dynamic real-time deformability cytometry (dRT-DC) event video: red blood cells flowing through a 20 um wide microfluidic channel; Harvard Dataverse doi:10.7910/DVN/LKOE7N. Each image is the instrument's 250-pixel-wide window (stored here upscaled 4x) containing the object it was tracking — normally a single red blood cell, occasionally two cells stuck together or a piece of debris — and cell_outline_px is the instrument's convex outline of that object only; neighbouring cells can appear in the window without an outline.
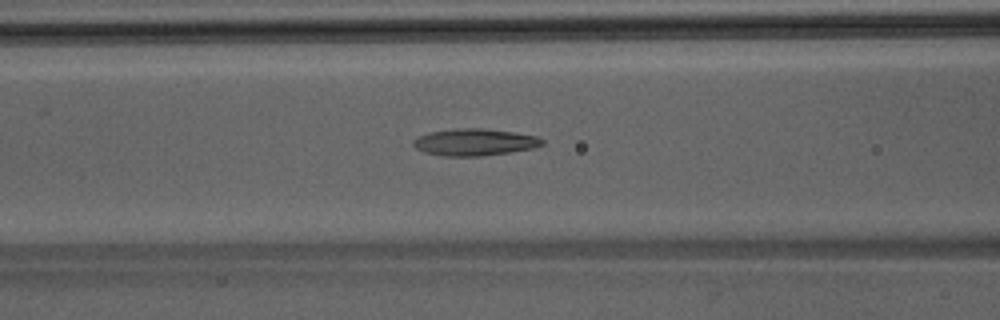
{"species": "Egyptian fruit bat (a non-hibernating species)", "species_latin": "Rousettus aegyptiacus", "temperature_condition": "room temperature", "stored_images_in_passage": 48, "camera_frame_rate_fps": 3000, "um_per_image_px": 0.085, "animal": {"sex": "male"}, "frame": {"image": 1, "passage_image": 20, "time_ms": 6.333, "image_size_px": [1000, 320], "cell_outline_px": [[544, 144], [536, 148], [480, 156], [444, 156], [424, 152], [416, 148], [412, 144], [412, 140], [428, 132], [456, 128], [484, 128], [512, 132], [536, 136], [544, 140]], "centroid_in_image_um": [40.33, 12.08], "position_along_channel_um": 126.3, "area_um2": 20.23}}
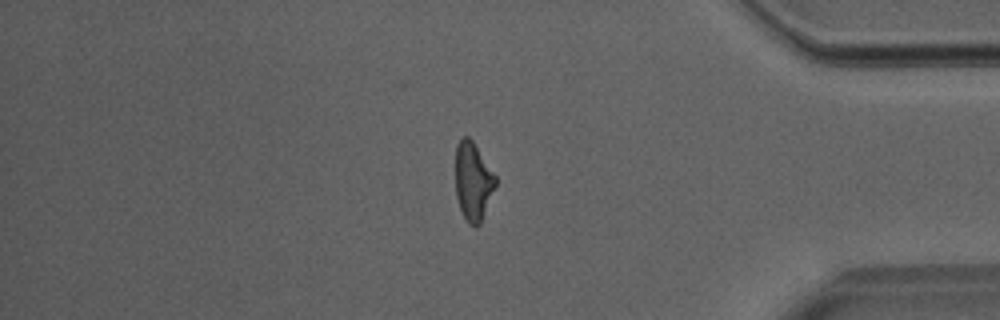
{"frame": {"image": 2, "passage_image": 41, "time_ms": 13.333, "image_size_px": [1000, 320], "cell_outline_px": [[496, 184], [480, 224], [476, 228], [468, 224], [460, 208], [456, 196], [456, 144], [464, 136], [468, 136], [472, 140], [496, 176]], "centroid_in_image_um": [40.2, 15.43], "position_along_channel_um": 395.0, "area_um2": 18.09}}
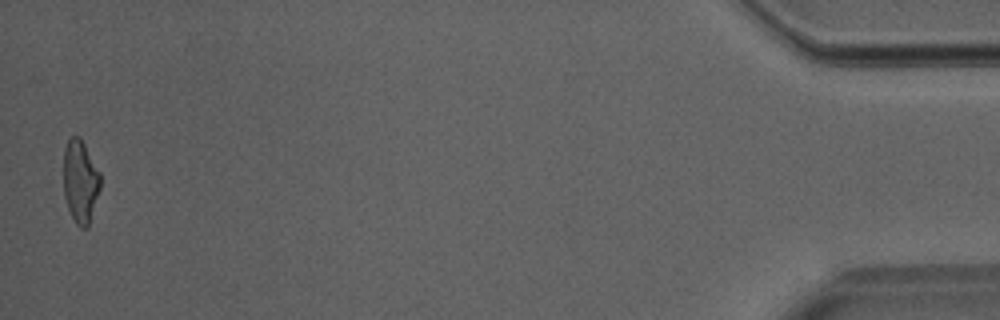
{"frame": {"image": 3, "passage_image": 48, "time_ms": 15.667, "image_size_px": [1000, 320], "cell_outline_px": [[100, 188], [88, 228], [80, 228], [76, 224], [68, 208], [64, 196], [64, 148], [68, 140], [72, 136], [80, 136], [100, 172]], "centroid_in_image_um": [6.83, 15.42], "position_along_channel_um": 428.4, "area_um2": 17.8}}